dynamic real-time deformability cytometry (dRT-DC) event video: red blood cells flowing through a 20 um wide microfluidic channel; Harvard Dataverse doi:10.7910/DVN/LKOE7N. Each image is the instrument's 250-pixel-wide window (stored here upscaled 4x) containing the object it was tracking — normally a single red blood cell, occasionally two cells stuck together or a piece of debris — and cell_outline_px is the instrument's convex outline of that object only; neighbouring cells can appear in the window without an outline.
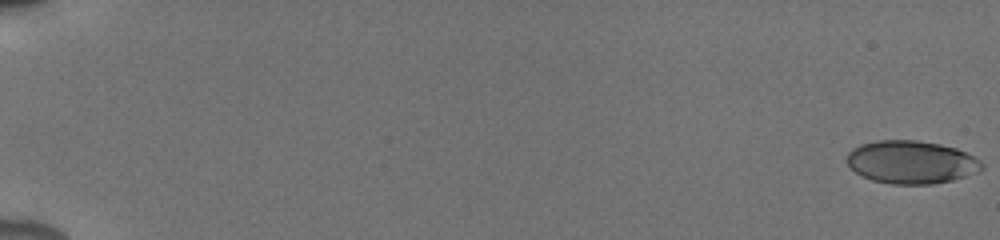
{"species": "human", "species_latin": "Homo sapiens", "temperature_condition": "cold", "stored_images_in_passage": 24, "camera_frame_rate_fps": 3000, "um_per_image_px": 0.085, "donor": {"sex": "male"}, "frame": {"image": 1, "passage_image": 1, "time_ms": 0.0, "image_size_px": [1000, 240], "cell_outline_px": [[984, 168], [980, 172], [952, 180], [932, 184], [892, 184], [872, 180], [856, 172], [848, 164], [848, 152], [852, 148], [860, 144], [876, 140], [916, 140], [940, 144], [956, 148], [980, 160], [984, 164]], "centroid_in_image_um": [77.48, 13.78], "position_along_channel_um": 7.5, "area_um2": 33.81}}
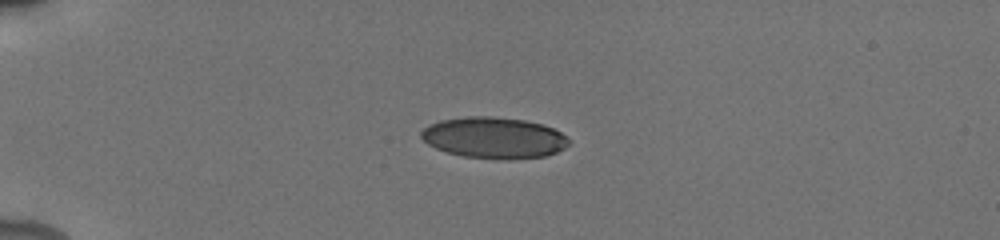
{"frame": {"image": 2, "passage_image": 16, "time_ms": 5.0, "image_size_px": [1000, 240], "cell_outline_px": [[568, 144], [564, 148], [556, 152], [544, 156], [464, 156], [448, 152], [436, 148], [428, 144], [420, 136], [420, 132], [428, 124], [440, 120], [468, 116], [492, 116], [524, 120], [544, 124], [560, 132], [568, 140]], "centroid_in_image_um": [41.93, 11.64], "position_along_channel_um": 43.1, "area_um2": 34.22}}
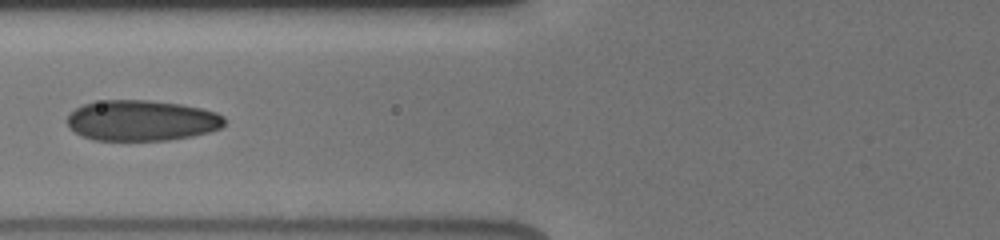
{"frame": {"image": 3, "passage_image": 22, "time_ms": 8.0, "image_size_px": [1000, 240], "cell_outline_px": [[228, 120], [220, 128], [208, 132], [192, 136], [168, 140], [92, 140], [80, 136], [68, 128], [68, 112], [84, 104], [104, 100], [148, 100], [180, 104], [200, 108], [216, 112], [224, 116]], "centroid_in_image_um": [12.02, 10.25], "position_along_channel_um": 113.8, "area_um2": 37.51}}